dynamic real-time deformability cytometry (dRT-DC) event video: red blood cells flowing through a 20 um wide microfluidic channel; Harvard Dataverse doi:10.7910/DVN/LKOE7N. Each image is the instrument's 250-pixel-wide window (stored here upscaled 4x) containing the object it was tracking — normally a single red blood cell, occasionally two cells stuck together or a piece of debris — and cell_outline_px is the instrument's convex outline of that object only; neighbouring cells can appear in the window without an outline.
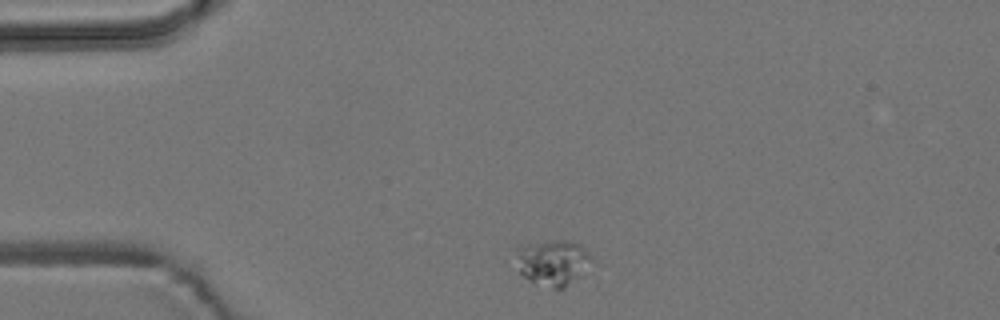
{"species": "common noctule bat (a hibernating species)", "species_latin": "Nyctalus noctula", "temperature_condition": "room temperature", "stored_images_in_passage": 2, "camera_frame_rate_fps": 3000, "um_per_image_px": 0.085, "animal": {"sex": "male", "body_mass_g": 19.2, "forearm_length_mm": 51.8}, "frame": {"image": 1, "passage_image": 1, "time_ms": 0.0, "image_size_px": [1000, 320], "cell_outline_px": [[592, 260], [564, 288], [552, 288], [528, 280], [520, 272], [512, 260], [520, 248], [524, 244], [560, 240], [568, 240], [580, 244], [592, 256]], "centroid_in_image_um": [46.91, 22.28], "position_along_channel_um": 38.1, "area_um2": 19.71}}